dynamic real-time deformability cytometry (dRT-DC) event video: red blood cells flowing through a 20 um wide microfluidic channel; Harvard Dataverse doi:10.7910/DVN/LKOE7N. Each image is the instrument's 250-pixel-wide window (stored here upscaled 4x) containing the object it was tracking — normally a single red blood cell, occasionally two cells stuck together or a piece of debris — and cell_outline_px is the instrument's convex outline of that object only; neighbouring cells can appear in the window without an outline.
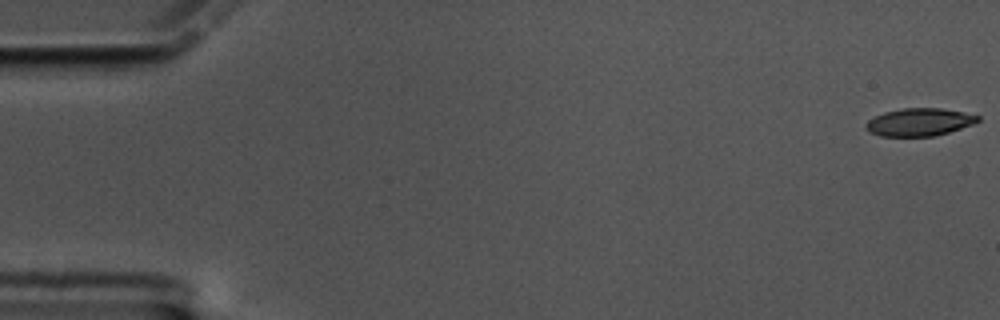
{"species": "common noctule bat (a hibernating species)", "species_latin": "Nyctalus noctula", "temperature_condition": "cold", "stored_images_in_passage": 61, "camera_frame_rate_fps": 3000, "um_per_image_px": 0.085, "animal": {"sex": "male", "body_mass_g": 17.5, "forearm_length_mm": 52.3}, "frame": {"image": 1, "passage_image": 1, "time_ms": 0.0, "image_size_px": [1000, 320], "cell_outline_px": [[980, 120], [972, 124], [936, 136], [880, 136], [868, 132], [864, 128], [864, 124], [868, 120], [884, 112], [904, 108], [940, 108], [964, 112], [980, 116]], "centroid_in_image_um": [78.11, 10.38], "position_along_channel_um": 6.9, "area_um2": 18.09}}
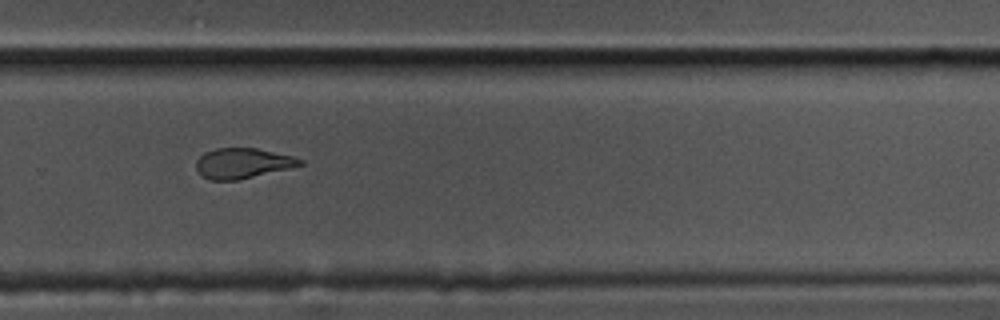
{"frame": {"image": 2, "passage_image": 41, "time_ms": 13.333, "image_size_px": [1000, 320], "cell_outline_px": [[304, 164], [288, 168], [236, 180], [208, 180], [196, 168], [196, 160], [204, 152], [216, 148], [256, 148], [292, 156], [304, 160]], "centroid_in_image_um": [20.6, 13.86], "position_along_channel_um": 309.2, "area_um2": 18.03}}
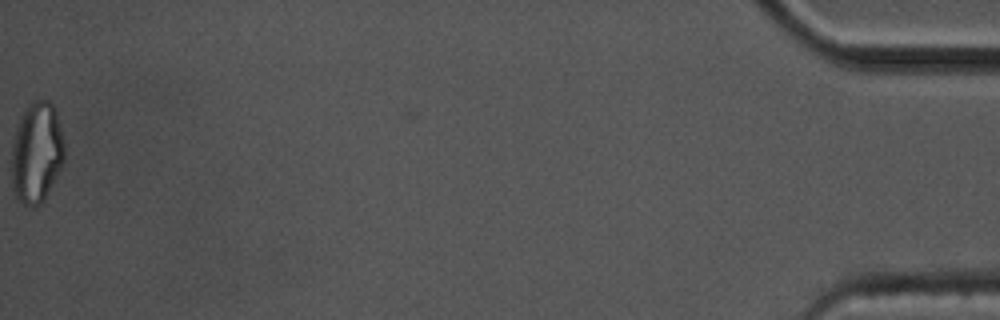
{"frame": {"image": 3, "passage_image": 61, "time_ms": 20.0, "image_size_px": [1000, 320], "cell_outline_px": [[64, 160], [44, 200], [40, 204], [32, 208], [24, 204], [16, 196], [12, 188], [12, 144], [16, 124], [24, 108], [28, 104], [36, 100], [48, 100], [52, 104], [56, 112], [60, 124], [64, 140]], "centroid_in_image_um": [3.1, 12.95], "position_along_channel_um": 432.1, "area_um2": 31.27}, "authors_computed_cell_mechanics": {"area_um2": 19.4786, "velocity_mm_per_s": 3.3456, "shape_relaxation_time_tau1_ms": null, "shape_relaxation_time_tau2_ms": 4.0857, "deformation_change_tau1": null, "deformation_change_tau2": 0.1265}}